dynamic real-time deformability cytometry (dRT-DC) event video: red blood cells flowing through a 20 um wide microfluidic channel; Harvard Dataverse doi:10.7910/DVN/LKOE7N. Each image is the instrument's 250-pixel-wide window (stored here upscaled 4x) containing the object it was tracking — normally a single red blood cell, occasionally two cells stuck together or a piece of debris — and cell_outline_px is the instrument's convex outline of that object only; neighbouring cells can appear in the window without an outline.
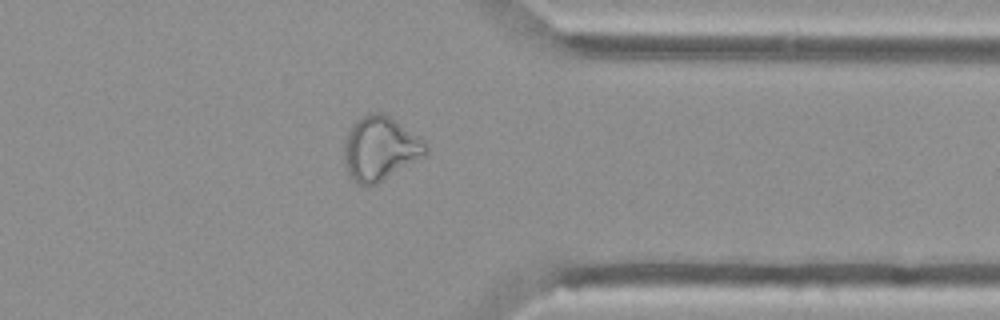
{"species": "Egyptian fruit bat (a non-hibernating species)", "species_latin": "Rousettus aegyptiacus", "temperature_condition": "cold", "stored_images_in_passage": 45, "camera_frame_rate_fps": 3000, "um_per_image_px": 0.085, "animal": {"sex": "female"}, "frame": {"image": 1, "passage_image": 39, "time_ms": 12.667, "image_size_px": [1000, 320], "cell_outline_px": [[428, 152], [424, 156], [376, 184], [368, 188], [364, 188], [356, 184], [352, 180], [344, 164], [344, 136], [352, 124], [356, 120], [368, 112], [384, 112], [420, 136], [428, 144]], "centroid_in_image_um": [32.29, 12.62], "position_along_channel_um": 379.1, "area_um2": 31.15}, "authors_computed_cell_mechanics": {"area_um2": 29.9404, "velocity_mm_per_s": 3.7394, "shape_relaxation_time_tau1_ms": null, "shape_relaxation_time_tau2_ms": 1.9552, "deformation_change_tau1": null, "deformation_change_tau2": 0.1036}}